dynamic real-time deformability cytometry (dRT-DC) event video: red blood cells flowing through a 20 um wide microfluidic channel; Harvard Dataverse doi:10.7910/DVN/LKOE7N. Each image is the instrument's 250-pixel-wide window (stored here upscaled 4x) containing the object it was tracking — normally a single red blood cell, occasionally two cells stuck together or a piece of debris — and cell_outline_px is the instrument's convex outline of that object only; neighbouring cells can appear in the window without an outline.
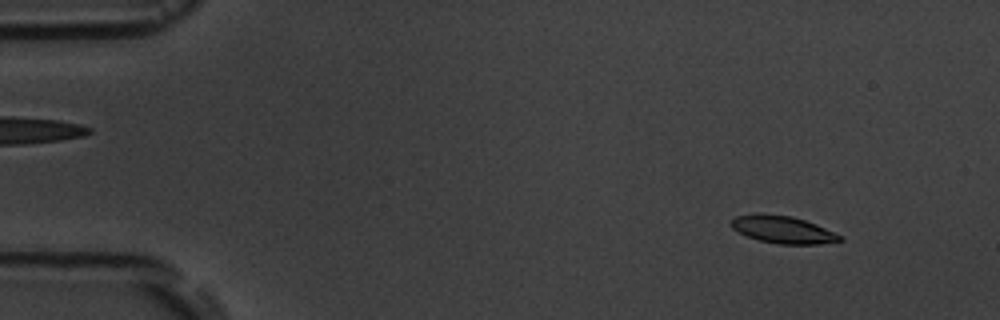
{"species": "common noctule bat (a hibernating species)", "species_latin": "Nyctalus noctula", "temperature_condition": "room temperature", "stored_images_in_passage": 4, "camera_frame_rate_fps": 3000, "um_per_image_px": 0.085, "animal": {"sex": "male", "body_mass_g": 19.5, "forearm_length_mm": 54.6}, "frame": {"image": 1, "passage_image": 1, "time_ms": 0.0, "image_size_px": [1000, 320], "cell_outline_px": [[844, 240], [820, 244], [780, 244], [760, 240], [748, 236], [732, 228], [728, 224], [728, 220], [736, 216], [792, 216], [816, 224], [840, 236]], "centroid_in_image_um": [66.55, 19.55], "position_along_channel_um": 18.5, "area_um2": 16.53}}
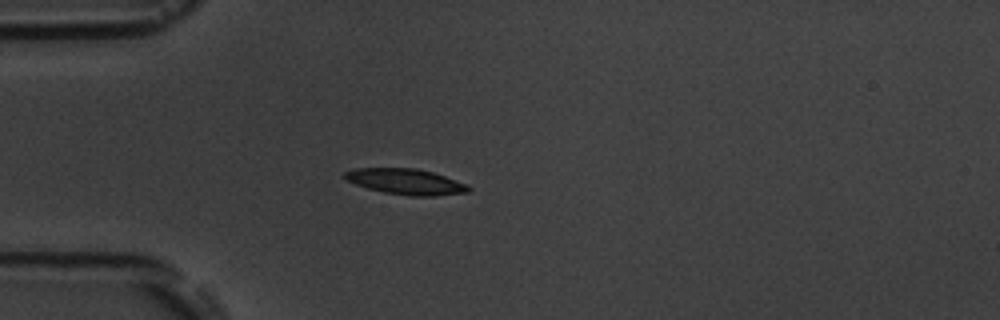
{"frame": {"image": 2, "passage_image": 4, "time_ms": 3.333, "image_size_px": [1000, 320], "cell_outline_px": [[472, 188], [468, 192], [436, 196], [408, 196], [384, 192], [368, 188], [356, 184], [348, 180], [344, 176], [344, 172], [356, 168], [416, 168], [432, 172], [468, 184]], "centroid_in_image_um": [34.53, 15.44], "position_along_channel_um": 50.5, "area_um2": 18.5}}